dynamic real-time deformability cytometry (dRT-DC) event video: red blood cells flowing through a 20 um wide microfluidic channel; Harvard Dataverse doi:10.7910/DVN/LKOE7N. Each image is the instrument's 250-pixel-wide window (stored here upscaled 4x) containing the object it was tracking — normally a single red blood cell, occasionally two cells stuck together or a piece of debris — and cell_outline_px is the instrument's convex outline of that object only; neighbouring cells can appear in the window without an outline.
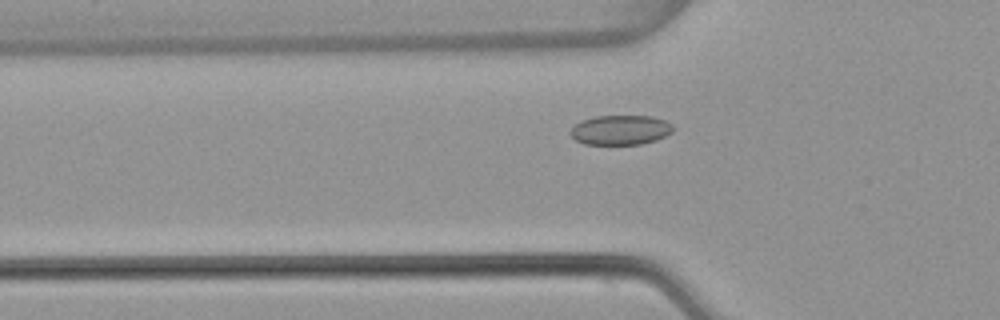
{"species": "common noctule bat (a hibernating species)", "species_latin": "Nyctalus noctula", "temperature_condition": "warm", "stored_images_in_passage": 40, "camera_frame_rate_fps": 3000, "um_per_image_px": 0.085, "animal": {"sex": "female", "body_mass_g": 22.7, "forearm_length_mm": 54.2}, "frame": {"image": 1, "passage_image": 4, "time_ms": 1.0, "image_size_px": [1000, 320], "cell_outline_px": [[672, 132], [656, 140], [640, 144], [584, 144], [576, 140], [568, 132], [580, 120], [596, 116], [652, 116], [664, 120], [672, 124]], "centroid_in_image_um": [52.72, 11.04], "position_along_channel_um": 73.1, "area_um2": 17.69}}
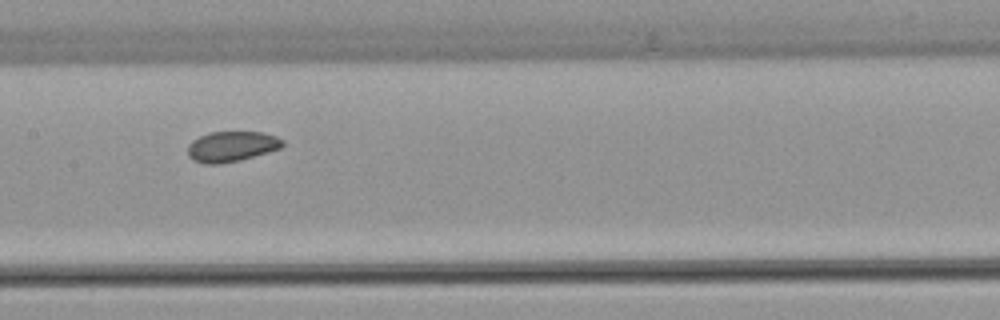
{"frame": {"image": 2, "passage_image": 13, "time_ms": 4.0, "image_size_px": [1000, 320], "cell_outline_px": [[284, 144], [280, 148], [268, 152], [240, 160], [220, 164], [204, 164], [192, 160], [188, 156], [188, 144], [192, 140], [208, 132], [264, 132], [276, 136], [284, 140]], "centroid_in_image_um": [19.67, 12.45], "position_along_channel_um": 187.7, "area_um2": 16.94}}
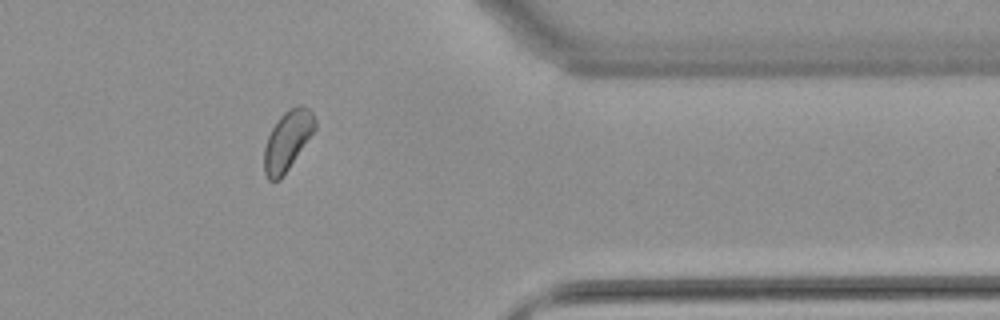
{"frame": {"image": 3, "passage_image": 30, "time_ms": 9.667, "image_size_px": [1000, 320], "cell_outline_px": [[316, 128], [280, 180], [268, 180], [264, 172], [264, 148], [268, 136], [276, 120], [288, 108], [300, 104], [308, 108], [312, 112], [316, 120]], "centroid_in_image_um": [24.43, 11.91], "position_along_channel_um": 387.0, "area_um2": 17.51}, "authors_computed_cell_mechanics": {"area_um2": 17.3978, "velocity_mm_per_s": 3.8112, "shape_relaxation_time_tau1_ms": 3.7261, "shape_relaxation_time_tau2_ms": 4.1986, "deformation_change_tau1": 0.0461, "deformation_change_tau2": 0.0776}}